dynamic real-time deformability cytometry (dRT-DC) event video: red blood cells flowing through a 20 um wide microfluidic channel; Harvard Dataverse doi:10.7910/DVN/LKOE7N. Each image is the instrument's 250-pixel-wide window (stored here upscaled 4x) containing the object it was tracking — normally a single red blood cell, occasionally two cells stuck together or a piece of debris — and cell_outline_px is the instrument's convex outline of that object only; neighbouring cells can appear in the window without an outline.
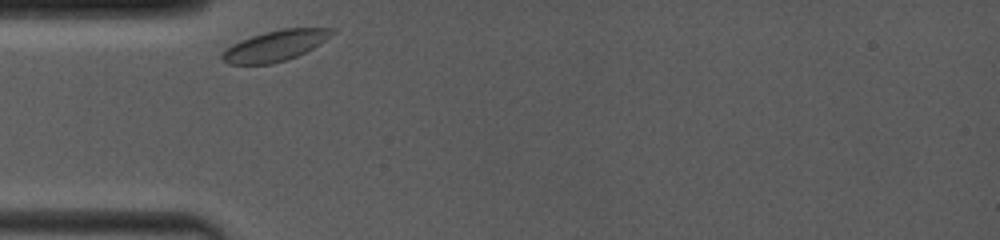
{"species": "common noctule bat (a hibernating species)", "species_latin": "Nyctalus noctula", "temperature_condition": "room temperature", "stored_images_in_passage": 25, "camera_frame_rate_fps": 4000, "um_per_image_px": 0.085, "animal": {"sex": "female", "body_mass_g": 19.0, "forearm_length_mm": 53.3}, "frame": {"image": 1, "passage_image": 1, "time_ms": 0.0, "image_size_px": [1000, 240], "cell_outline_px": [[336, 32], [320, 44], [296, 56], [272, 64], [228, 64], [220, 56], [232, 44], [240, 40], [264, 32], [284, 28], [332, 28]], "centroid_in_image_um": [23.41, 3.88], "position_along_channel_um": 61.6, "area_um2": 19.36}}
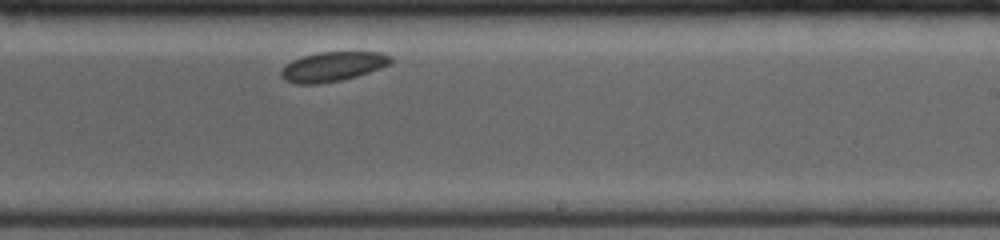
{"frame": {"image": 2, "passage_image": 15, "time_ms": 5.5, "image_size_px": [1000, 240], "cell_outline_px": [[392, 64], [356, 76], [340, 80], [320, 84], [296, 84], [284, 80], [280, 76], [280, 72], [284, 64], [300, 56], [316, 52], [380, 52], [392, 56]], "centroid_in_image_um": [28.24, 5.65], "position_along_channel_um": 260.8, "area_um2": 19.13}}
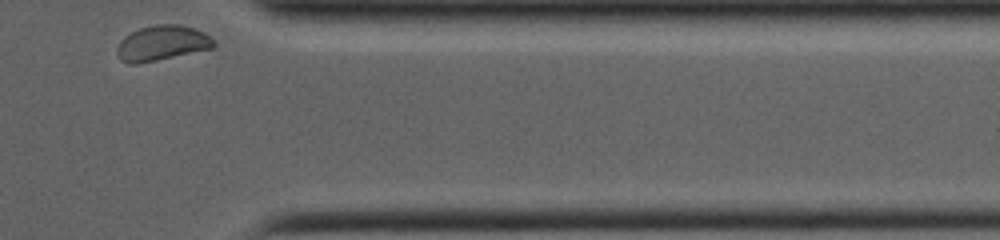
{"frame": {"image": 3, "passage_image": 25, "time_ms": 9.25, "image_size_px": [1000, 240], "cell_outline_px": [[216, 44], [212, 48], [156, 60], [136, 64], [128, 64], [120, 60], [116, 52], [116, 48], [120, 40], [124, 36], [140, 28], [156, 24], [180, 24], [196, 28], [204, 32], [216, 40]], "centroid_in_image_um": [13.77, 3.65], "position_along_channel_um": 397.6, "area_um2": 19.94}, "authors_computed_cell_mechanics": {"area_um2": 19.3052, "velocity_mm_per_s": 3.6774, "shape_relaxation_time_tau1_ms": 0.5647, "shape_relaxation_time_tau2_ms": null, "deformation_change_tau1": 0.0352, "deformation_change_tau2": null}}